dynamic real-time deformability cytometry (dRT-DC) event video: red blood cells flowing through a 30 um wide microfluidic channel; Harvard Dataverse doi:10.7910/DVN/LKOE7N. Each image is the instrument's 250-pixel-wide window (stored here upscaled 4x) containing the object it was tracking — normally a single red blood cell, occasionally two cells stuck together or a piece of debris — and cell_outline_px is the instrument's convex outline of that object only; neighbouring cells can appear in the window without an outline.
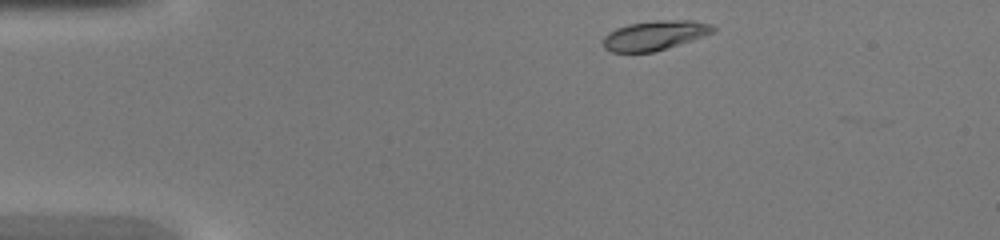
{"species": "common noctule bat (a hibernating species)", "species_latin": "Nyctalus noctula", "temperature_condition": "warm", "stored_images_in_passage": 34, "camera_frame_rate_fps": 3000, "um_per_image_px": 0.085, "animal": {"sex": "female", "body_mass_g": 20.0, "forearm_length_mm": 54.0}, "frame": {"image": 1, "passage_image": 1, "time_ms": 0.0, "image_size_px": [1000, 240], "cell_outline_px": [[716, 32], [692, 40], [652, 52], [612, 52], [604, 48], [604, 36], [608, 32], [616, 28], [628, 24], [652, 20], [692, 20], [712, 24], [716, 28]], "centroid_in_image_um": [55.67, 2.99], "position_along_channel_um": 29.3, "area_um2": 18.96}}
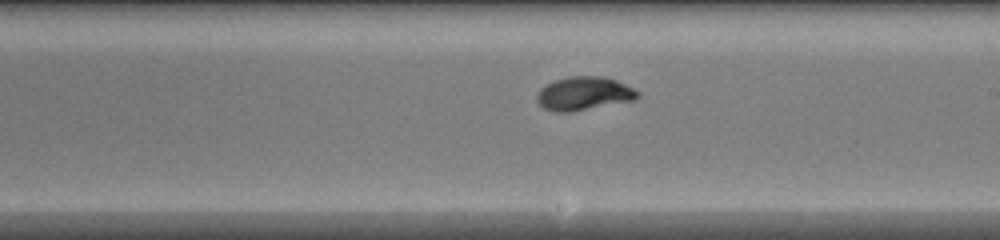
{"frame": {"image": 2, "passage_image": 19, "time_ms": 6.0, "image_size_px": [1000, 240], "cell_outline_px": [[640, 96], [636, 100], [568, 112], [552, 112], [544, 108], [536, 100], [536, 96], [540, 88], [556, 80], [568, 76], [604, 76], [616, 80], [640, 92]], "centroid_in_image_um": [49.64, 7.95], "position_along_channel_um": 239.4, "area_um2": 19.65}}
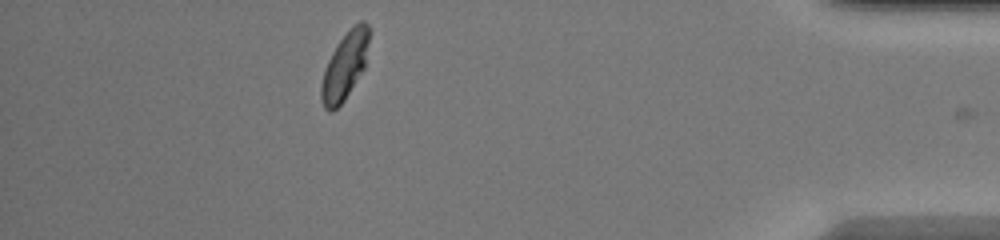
{"frame": {"image": 3, "passage_image": 33, "time_ms": 10.667, "image_size_px": [1000, 240], "cell_outline_px": [[368, 40], [364, 68], [344, 100], [332, 112], [328, 112], [324, 108], [320, 100], [320, 84], [328, 60], [336, 44], [360, 20], [364, 20], [368, 24]], "centroid_in_image_um": [29.27, 5.66], "position_along_channel_um": 405.9, "area_um2": 18.38}}